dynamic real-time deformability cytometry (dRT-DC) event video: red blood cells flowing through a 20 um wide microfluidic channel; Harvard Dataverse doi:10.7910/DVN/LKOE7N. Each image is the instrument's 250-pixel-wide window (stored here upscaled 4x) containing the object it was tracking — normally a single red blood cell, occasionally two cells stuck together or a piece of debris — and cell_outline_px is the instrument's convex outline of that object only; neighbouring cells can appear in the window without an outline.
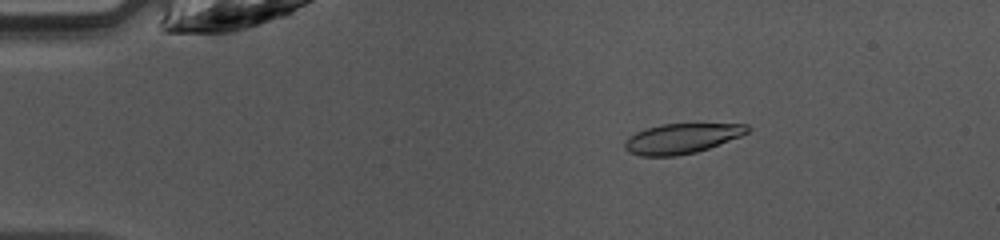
{"species": "common noctule bat (a hibernating species)", "species_latin": "Nyctalus noctula", "temperature_condition": "warm", "stored_images_in_passage": 45, "camera_frame_rate_fps": 3000, "um_per_image_px": 0.085, "animal": {"sex": "female", "body_mass_g": 10.0, "forearm_length_mm": 53.1}, "frame": {"image": 1, "passage_image": 6, "time_ms": 1.667, "image_size_px": [1000, 240], "cell_outline_px": [[752, 128], [748, 132], [740, 136], [708, 148], [696, 152], [676, 156], [640, 156], [628, 152], [624, 148], [624, 140], [628, 136], [636, 132], [648, 128], [664, 124], [748, 124]], "centroid_in_image_um": [57.91, 11.78], "position_along_channel_um": 27.1, "area_um2": 21.39}}
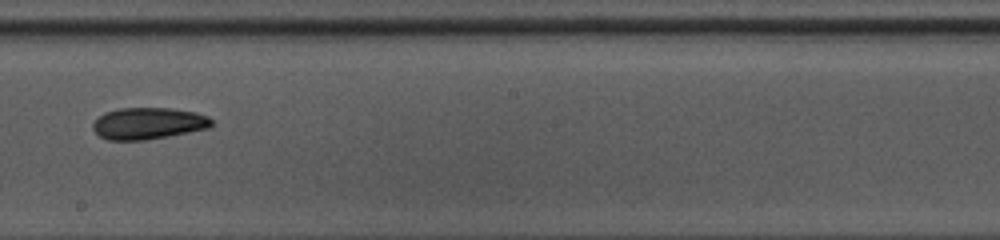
{"frame": {"image": 2, "passage_image": 25, "time_ms": 8.0, "image_size_px": [1000, 240], "cell_outline_px": [[212, 124], [208, 128], [168, 136], [144, 140], [108, 140], [100, 136], [92, 128], [92, 124], [104, 112], [120, 108], [172, 108], [196, 112], [208, 116], [212, 120]], "centroid_in_image_um": [12.6, 10.48], "position_along_channel_um": 235.6, "area_um2": 21.85}}
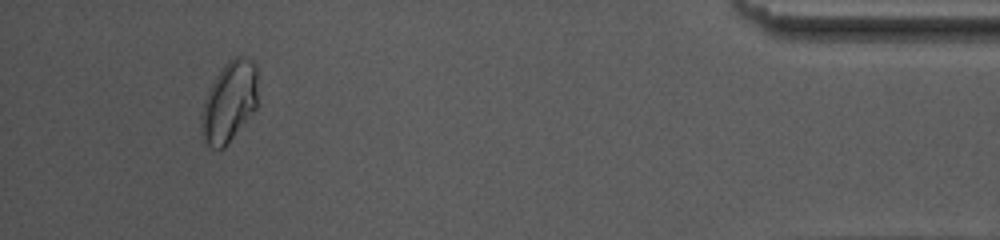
{"frame": {"image": 3, "passage_image": 42, "time_ms": 13.667, "image_size_px": [1000, 240], "cell_outline_px": [[256, 108], [228, 144], [224, 148], [212, 148], [204, 140], [200, 132], [200, 112], [204, 100], [216, 76], [224, 64], [228, 60], [236, 56], [244, 56], [252, 60], [256, 64]], "centroid_in_image_um": [19.46, 8.66], "position_along_channel_um": 415.7, "area_um2": 26.53}, "authors_computed_cell_mechanics": {"area_um2": 22.253, "velocity_mm_per_s": 4.2089, "shape_relaxation_time_tau1_ms": 7.842, "shape_relaxation_time_tau2_ms": 2.7784, "deformation_change_tau1": 0.1647, "deformation_change_tau2": 0.0639}}